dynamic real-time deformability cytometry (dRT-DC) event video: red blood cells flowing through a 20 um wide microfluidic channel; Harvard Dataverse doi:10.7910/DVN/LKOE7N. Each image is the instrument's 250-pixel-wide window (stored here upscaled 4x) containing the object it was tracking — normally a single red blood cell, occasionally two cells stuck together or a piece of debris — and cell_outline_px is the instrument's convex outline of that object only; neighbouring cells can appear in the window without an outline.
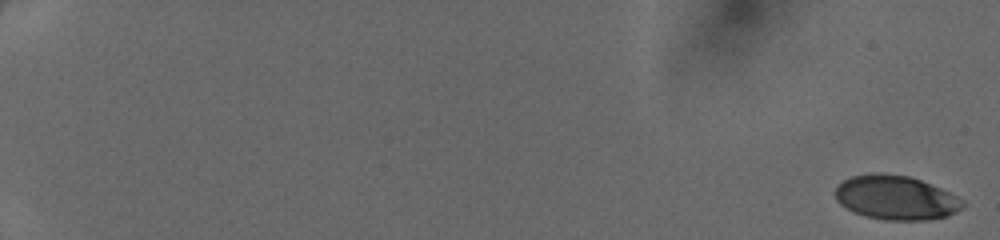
{"species": "human", "species_latin": "Homo sapiens", "temperature_condition": "cold", "stored_images_in_passage": 50, "camera_frame_rate_fps": 3000, "um_per_image_px": 0.085, "donor": {"sex": "female"}, "frame": {"image": 1, "passage_image": 1, "time_ms": 0.0, "image_size_px": [1000, 240], "cell_outline_px": [[964, 204], [956, 212], [948, 216], [924, 220], [884, 220], [864, 216], [852, 212], [840, 204], [836, 200], [832, 192], [836, 184], [852, 176], [872, 172], [880, 172], [908, 176], [920, 180], [940, 188], [964, 200]], "centroid_in_image_um": [76.07, 16.79], "position_along_channel_um": 8.9, "area_um2": 33.18}}
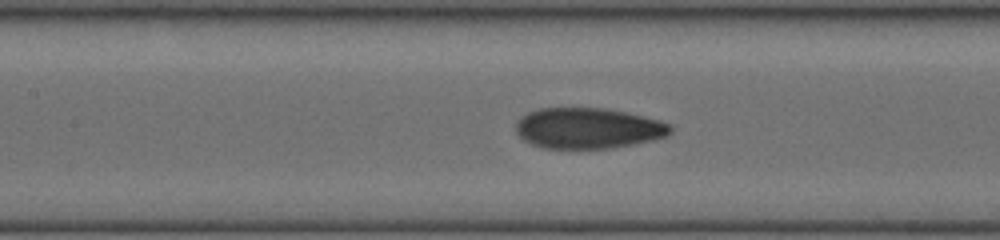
{"frame": {"image": 2, "passage_image": 27, "time_ms": 8.667, "image_size_px": [1000, 240], "cell_outline_px": [[672, 132], [664, 136], [632, 144], [608, 148], [544, 148], [532, 144], [524, 140], [516, 132], [516, 124], [520, 116], [528, 112], [540, 108], [604, 108], [628, 112], [644, 116], [668, 124], [672, 128]], "centroid_in_image_um": [49.93, 10.88], "position_along_channel_um": 157.5, "area_um2": 36.36}}
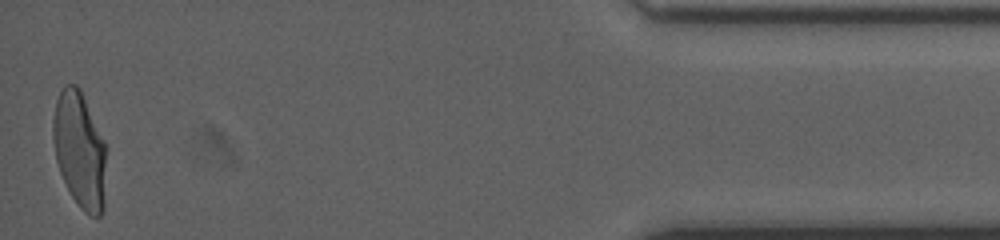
{"frame": {"image": 3, "passage_image": 50, "time_ms": 16.333, "image_size_px": [1000, 240], "cell_outline_px": [[104, 212], [96, 220], [84, 212], [80, 208], [72, 196], [60, 172], [56, 160], [52, 136], [52, 120], [56, 100], [64, 84], [76, 84], [80, 88], [104, 140]], "centroid_in_image_um": [6.75, 12.75], "position_along_channel_um": 428.5, "area_um2": 35.95}}